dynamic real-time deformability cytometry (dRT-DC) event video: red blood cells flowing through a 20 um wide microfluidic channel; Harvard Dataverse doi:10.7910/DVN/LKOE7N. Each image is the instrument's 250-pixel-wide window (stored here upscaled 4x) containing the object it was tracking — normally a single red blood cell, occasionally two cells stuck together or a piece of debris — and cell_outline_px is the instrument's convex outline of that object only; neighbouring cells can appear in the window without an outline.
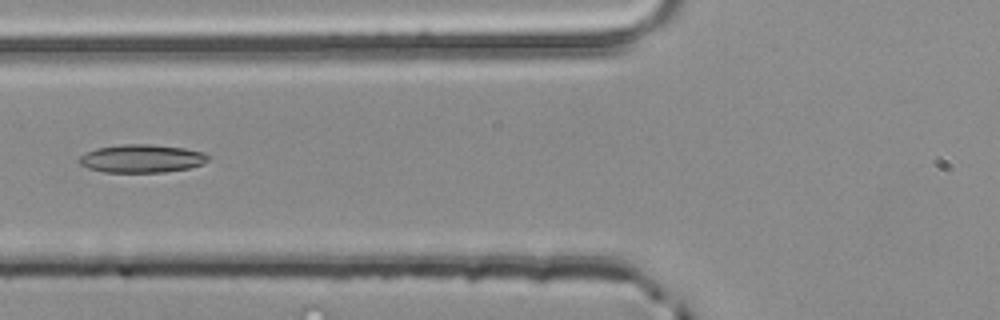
{"species": "common noctule bat (a hibernating species)", "species_latin": "Nyctalus noctula", "temperature_condition": "room temperature", "stored_images_in_passage": 4, "camera_frame_rate_fps": 3000, "um_per_image_px": 0.085, "animal": {"sex": "male", "body_mass_g": 20.4}, "frame": {"image": 1, "passage_image": 4, "time_ms": 1.0, "image_size_px": [1000, 320], "cell_outline_px": [[212, 156], [204, 164], [188, 168], [164, 172], [104, 172], [88, 168], [80, 164], [76, 160], [84, 152], [96, 148], [120, 144], [152, 144], [184, 148], [204, 152]], "centroid_in_image_um": [12.04, 13.47], "position_along_channel_um": 113.8, "area_um2": 21.44}}